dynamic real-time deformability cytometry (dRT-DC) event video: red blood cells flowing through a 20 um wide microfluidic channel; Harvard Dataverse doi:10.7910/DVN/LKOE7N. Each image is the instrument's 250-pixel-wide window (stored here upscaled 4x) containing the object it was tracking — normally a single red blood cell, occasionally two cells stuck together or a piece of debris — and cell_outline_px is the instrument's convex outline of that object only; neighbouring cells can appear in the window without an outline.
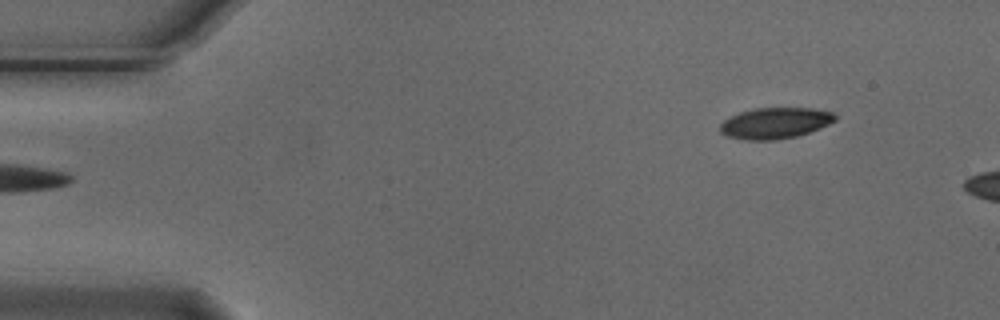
{"species": "Egyptian fruit bat (a non-hibernating species)", "species_latin": "Rousettus aegyptiacus", "temperature_condition": "cold", "stored_images_in_passage": 4, "segment_of_instrument_passage": [2, 2], "camera_frame_rate_fps": 3000, "um_per_image_px": 0.085, "animal": {"sex": "male"}, "frame": {"image": 1, "passage_image": 4, "time_ms": 1.0, "image_size_px": [1000, 320], "cell_outline_px": [[836, 120], [820, 128], [796, 136], [776, 140], [744, 140], [724, 136], [720, 132], [720, 124], [724, 120], [740, 112], [756, 108], [812, 108], [832, 112], [836, 116]], "centroid_in_image_um": [65.85, 10.47], "position_along_channel_um": 19.1, "area_um2": 20.81}}